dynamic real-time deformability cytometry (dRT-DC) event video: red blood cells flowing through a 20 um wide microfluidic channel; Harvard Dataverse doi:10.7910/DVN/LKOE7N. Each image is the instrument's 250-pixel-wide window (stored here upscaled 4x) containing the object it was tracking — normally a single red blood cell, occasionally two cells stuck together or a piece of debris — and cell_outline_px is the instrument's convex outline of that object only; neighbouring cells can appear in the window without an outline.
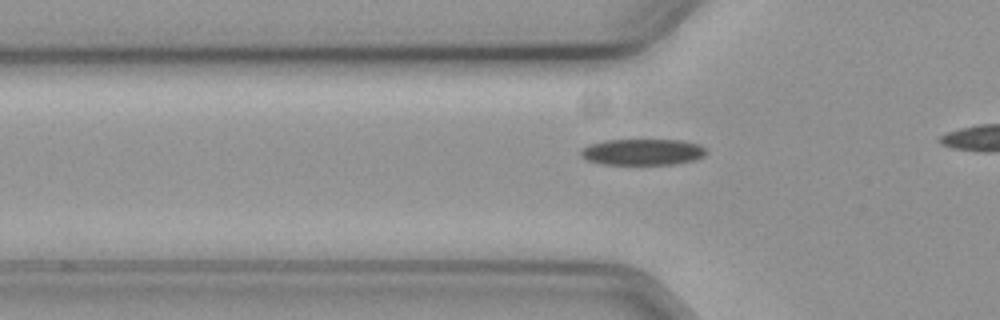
{"species": "common noctule bat (a hibernating species)", "species_latin": "Nyctalus noctula", "temperature_condition": "cold", "stored_images_in_passage": 19, "camera_frame_rate_fps": 3000, "um_per_image_px": 0.085, "animal": {"sex": "female", "body_mass_g": 19.3, "forearm_length_mm": 54.1}, "frame": {"image": 1, "passage_image": 9, "time_ms": 2.667, "image_size_px": [1000, 320], "cell_outline_px": [[708, 152], [704, 156], [692, 160], [672, 164], [600, 164], [588, 160], [580, 152], [588, 144], [604, 140], [680, 140], [700, 144]], "centroid_in_image_um": [54.63, 12.91], "position_along_channel_um": 71.2, "area_um2": 19.02}}
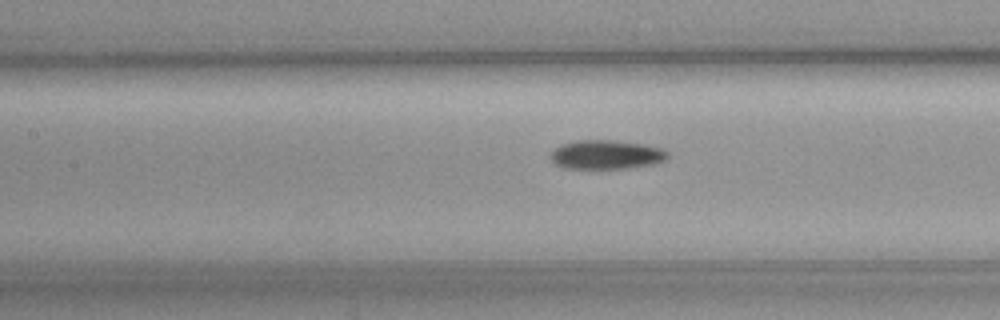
{"frame": {"image": 2, "passage_image": 16, "time_ms": 5.0, "image_size_px": [1000, 320], "cell_outline_px": [[668, 156], [664, 160], [652, 164], [624, 168], [564, 168], [556, 164], [552, 160], [552, 152], [560, 144], [576, 140], [612, 140], [644, 144], [660, 148], [668, 152]], "centroid_in_image_um": [51.52, 13.13], "position_along_channel_um": 155.9, "area_um2": 19.54}}